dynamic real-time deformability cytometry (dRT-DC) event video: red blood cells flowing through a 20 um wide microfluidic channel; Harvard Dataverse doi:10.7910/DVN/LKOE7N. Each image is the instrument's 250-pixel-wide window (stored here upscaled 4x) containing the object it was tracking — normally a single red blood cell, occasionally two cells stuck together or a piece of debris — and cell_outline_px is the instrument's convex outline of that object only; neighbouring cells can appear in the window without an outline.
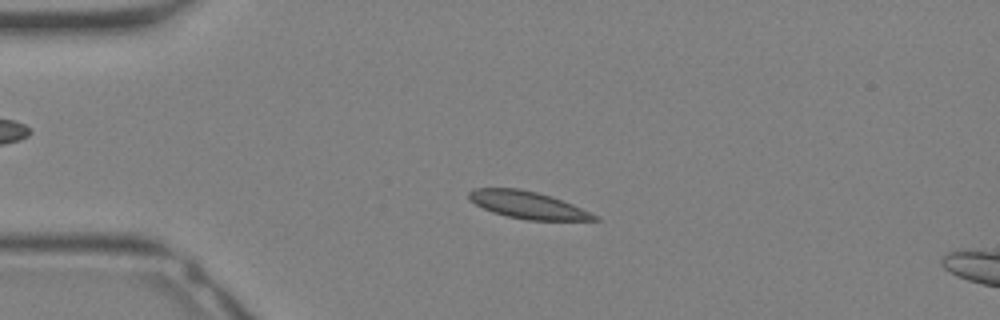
{"species": "Egyptian fruit bat (a non-hibernating species)", "species_latin": "Rousettus aegyptiacus", "temperature_condition": "warm", "stored_images_in_passage": 29, "camera_frame_rate_fps": 3000, "um_per_image_px": 0.085, "animal": {"sex": "female"}, "frame": {"image": 1, "passage_image": 4, "time_ms": 1.0, "image_size_px": [1000, 320], "cell_outline_px": [[600, 220], [528, 220], [508, 216], [492, 212], [476, 204], [468, 196], [468, 192], [472, 188], [520, 188], [552, 196], [572, 204], [600, 216]], "centroid_in_image_um": [44.88, 17.42], "position_along_channel_um": 40.1, "area_um2": 19.83}}
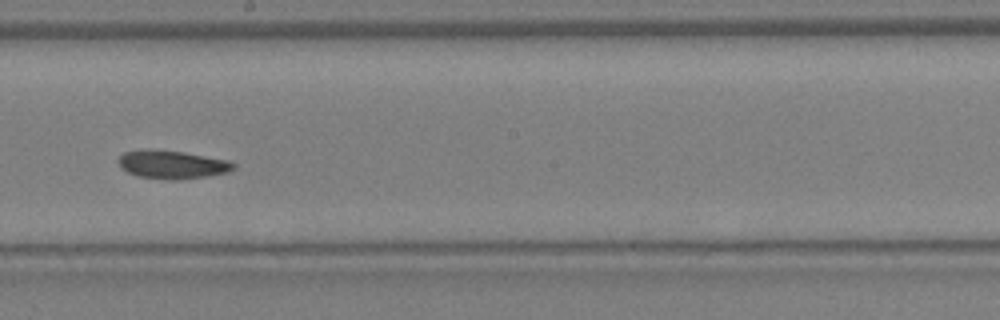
{"frame": {"image": 2, "passage_image": 15, "time_ms": 4.667, "image_size_px": [1000, 320], "cell_outline_px": [[236, 168], [228, 172], [208, 176], [180, 180], [172, 180], [136, 176], [120, 168], [116, 160], [124, 152], [144, 148], [152, 148], [184, 152], [228, 160], [236, 164]], "centroid_in_image_um": [14.6, 13.97], "position_along_channel_um": 233.6, "area_um2": 19.42}}
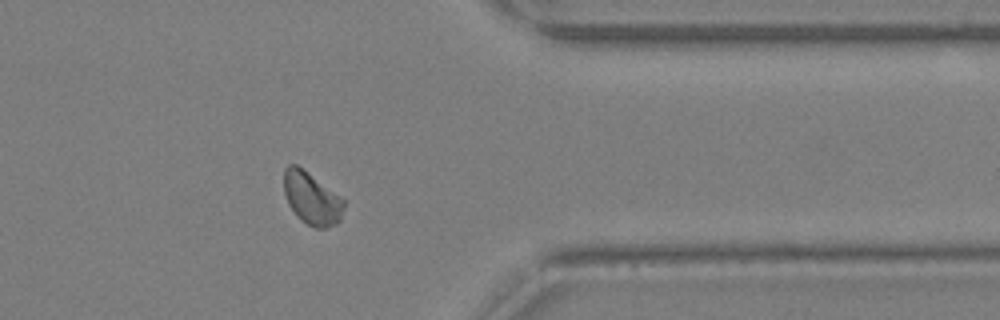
{"frame": {"image": 3, "passage_image": 23, "time_ms": 7.333, "image_size_px": [1000, 320], "cell_outline_px": [[344, 208], [340, 220], [336, 224], [324, 228], [316, 228], [300, 220], [296, 216], [288, 204], [284, 192], [284, 168], [288, 164], [296, 164], [344, 200]], "centroid_in_image_um": [26.46, 16.88], "position_along_channel_um": 384.9, "area_um2": 18.03}}